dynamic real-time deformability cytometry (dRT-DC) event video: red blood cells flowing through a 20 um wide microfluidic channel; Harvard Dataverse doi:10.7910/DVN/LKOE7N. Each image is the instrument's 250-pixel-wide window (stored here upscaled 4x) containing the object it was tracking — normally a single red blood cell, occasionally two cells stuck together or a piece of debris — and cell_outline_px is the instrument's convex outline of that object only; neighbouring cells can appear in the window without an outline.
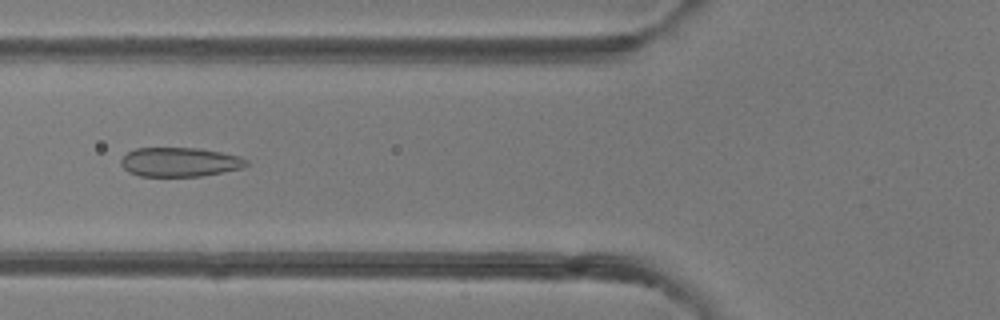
{"species": "common noctule bat (a hibernating species)", "species_latin": "Nyctalus noctula", "temperature_condition": "room temperature", "stored_images_in_passage": 48, "camera_frame_rate_fps": 3000, "um_per_image_px": 0.085, "animal": {"sex": "female"}, "frame": {"image": 1, "passage_image": 18, "time_ms": 5.667, "image_size_px": [1000, 320], "cell_outline_px": [[248, 164], [244, 168], [224, 172], [200, 176], [140, 176], [128, 172], [120, 164], [120, 160], [128, 152], [136, 148], [200, 148], [240, 156], [248, 160]], "centroid_in_image_um": [15.3, 13.77], "position_along_channel_um": 110.5, "area_um2": 21.44}}
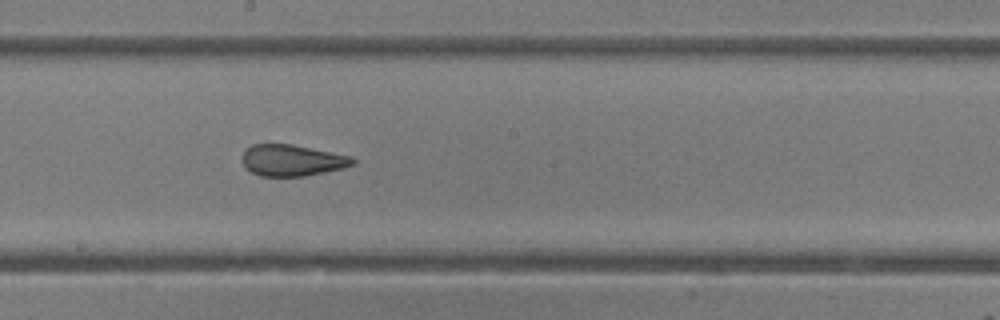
{"frame": {"image": 2, "passage_image": 26, "time_ms": 8.333, "image_size_px": [1000, 320], "cell_outline_px": [[356, 164], [344, 168], [304, 176], [260, 176], [244, 168], [240, 160], [244, 152], [252, 144], [292, 144], [352, 156], [356, 160]], "centroid_in_image_um": [24.83, 13.63], "position_along_channel_um": 223.4, "area_um2": 20.4}}
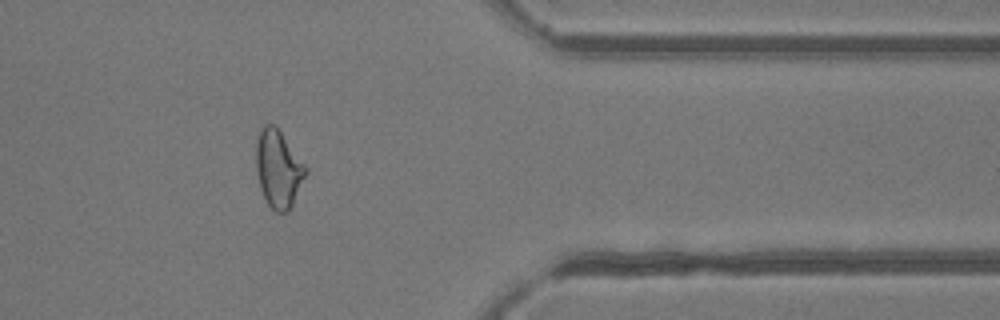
{"frame": {"image": 3, "passage_image": 39, "time_ms": 12.667, "image_size_px": [1000, 320], "cell_outline_px": [[308, 172], [292, 208], [288, 212], [276, 212], [268, 204], [260, 188], [256, 172], [256, 144], [260, 128], [264, 124], [272, 124], [280, 132], [308, 168]], "centroid_in_image_um": [23.67, 14.39], "position_along_channel_um": 387.7, "area_um2": 22.48}, "authors_computed_cell_mechanics": {"area_um2": 22.542, "velocity_mm_per_s": 4.2162, "shape_relaxation_time_tau1_ms": null, "shape_relaxation_time_tau2_ms": 1.1312, "deformation_change_tau1": null, "deformation_change_tau2": 0.0818}}